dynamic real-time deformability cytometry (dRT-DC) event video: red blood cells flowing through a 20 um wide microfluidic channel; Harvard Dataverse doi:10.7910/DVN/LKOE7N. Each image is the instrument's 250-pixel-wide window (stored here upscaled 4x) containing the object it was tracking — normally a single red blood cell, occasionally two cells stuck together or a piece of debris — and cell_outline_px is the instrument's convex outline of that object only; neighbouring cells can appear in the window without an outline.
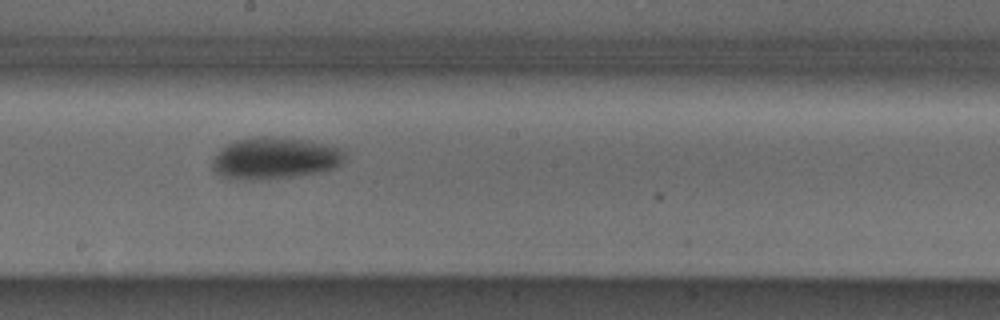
{"species": "Egyptian fruit bat (a non-hibernating species)", "species_latin": "Rousettus aegyptiacus", "temperature_condition": "cold", "stored_images_in_passage": 10, "camera_frame_rate_fps": 3000, "um_per_image_px": 0.085, "animal": {"sex": "male"}, "frame": {"image": 1, "passage_image": 9, "time_ms": 2.667, "image_size_px": [1000, 320], "cell_outline_px": [[344, 160], [340, 164], [332, 168], [320, 172], [292, 176], [252, 180], [244, 180], [220, 176], [212, 168], [212, 160], [216, 152], [220, 148], [236, 140], [256, 136], [272, 136], [308, 140], [340, 148], [344, 152]], "centroid_in_image_um": [23.32, 13.43], "position_along_channel_um": 224.9, "area_um2": 32.19}}
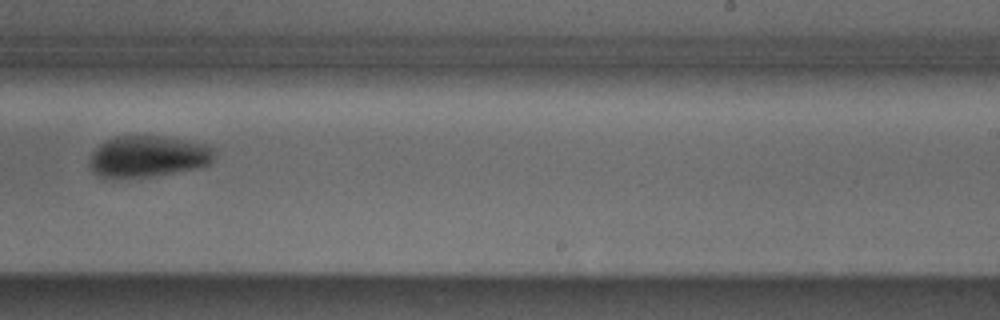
{"frame": {"image": 2, "passage_image": 10, "time_ms": 3.0, "image_size_px": [1000, 320], "cell_outline_px": [[212, 160], [208, 164], [196, 168], [152, 176], [100, 176], [92, 172], [88, 164], [88, 160], [92, 152], [104, 140], [116, 136], [156, 136], [208, 144], [212, 148]], "centroid_in_image_um": [12.52, 13.28], "position_along_channel_um": 276.5, "area_um2": 29.54}}